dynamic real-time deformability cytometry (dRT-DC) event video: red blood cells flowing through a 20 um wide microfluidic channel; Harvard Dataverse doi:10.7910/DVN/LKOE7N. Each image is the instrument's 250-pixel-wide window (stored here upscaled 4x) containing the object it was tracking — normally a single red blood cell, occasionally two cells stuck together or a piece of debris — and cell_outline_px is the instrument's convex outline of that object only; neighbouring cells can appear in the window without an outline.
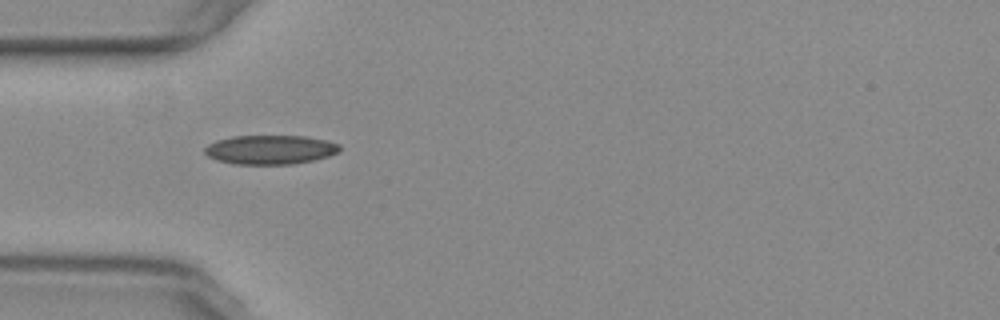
{"species": "common noctule bat (a hibernating species)", "species_latin": "Nyctalus noctula", "temperature_condition": "warm", "stored_images_in_passage": 39, "camera_frame_rate_fps": 3000, "um_per_image_px": 0.085, "animal": {"sex": "female", "body_mass_g": 29.2, "forearm_length_mm": 56.3}, "frame": {"image": 1, "passage_image": 1, "time_ms": 0.0, "image_size_px": [1000, 320], "cell_outline_px": [[340, 152], [316, 160], [292, 164], [232, 164], [216, 160], [208, 156], [204, 152], [204, 148], [208, 144], [216, 140], [232, 136], [304, 136], [328, 140], [340, 144]], "centroid_in_image_um": [22.98, 12.72], "position_along_channel_um": 62.0, "area_um2": 23.18}}
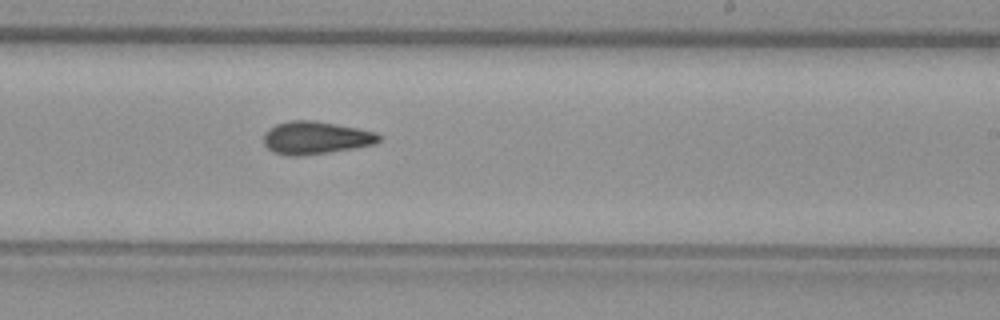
{"frame": {"image": 2, "passage_image": 17, "time_ms": 5.333, "image_size_px": [1000, 320], "cell_outline_px": [[380, 140], [376, 144], [328, 152], [300, 156], [292, 156], [272, 152], [264, 144], [264, 132], [268, 128], [276, 124], [292, 120], [312, 120], [336, 124], [376, 132], [380, 136]], "centroid_in_image_um": [26.8, 11.71], "position_along_channel_um": 262.2, "area_um2": 21.91}}
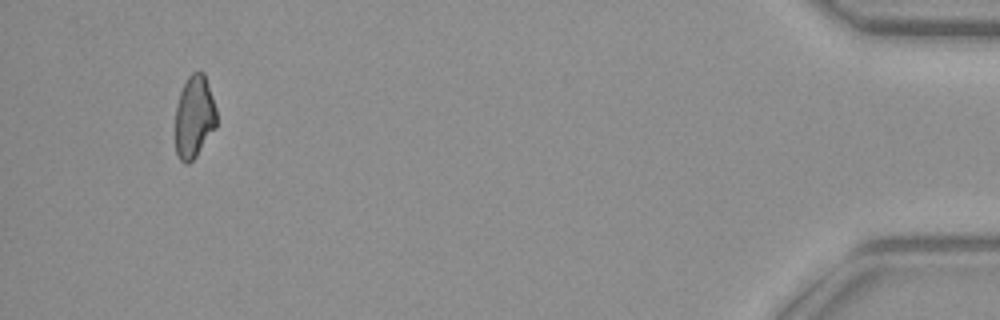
{"frame": {"image": 3, "passage_image": 36, "time_ms": 11.667, "image_size_px": [1000, 320], "cell_outline_px": [[216, 128], [196, 156], [188, 164], [184, 164], [180, 160], [176, 152], [176, 104], [180, 92], [188, 76], [192, 72], [204, 72], [216, 108]], "centroid_in_image_um": [16.51, 9.94], "position_along_channel_um": 418.7, "area_um2": 19.83}, "authors_computed_cell_mechanics": {"area_um2": 21.2704, "velocity_mm_per_s": 3.768, "shape_relaxation_time_tau1_ms": null, "shape_relaxation_time_tau2_ms": 4.2268, "deformation_change_tau1": null, "deformation_change_tau2": 0.1028}}